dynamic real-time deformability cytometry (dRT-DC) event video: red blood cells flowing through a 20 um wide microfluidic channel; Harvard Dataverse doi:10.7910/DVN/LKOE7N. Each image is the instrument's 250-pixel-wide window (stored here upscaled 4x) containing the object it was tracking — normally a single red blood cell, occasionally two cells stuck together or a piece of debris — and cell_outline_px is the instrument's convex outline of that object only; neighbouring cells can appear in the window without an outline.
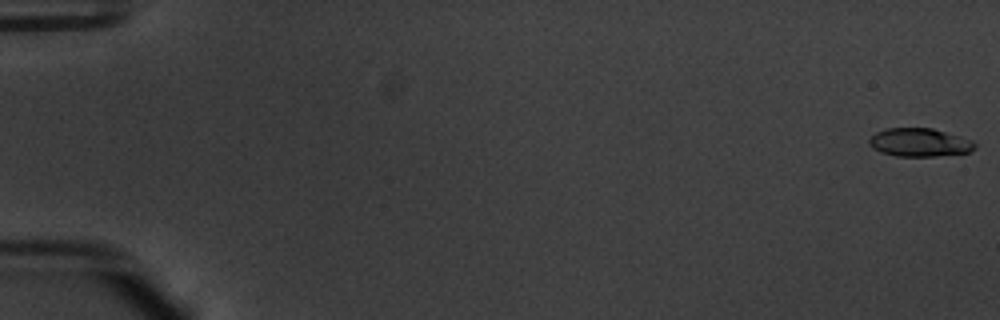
{"species": "common noctule bat (a hibernating species)", "species_latin": "Nyctalus noctula", "temperature_condition": "warm", "stored_images_in_passage": 16, "camera_frame_rate_fps": 3000, "um_per_image_px": 0.085, "animal": {"sex": "male", "body_mass_g": 20.1, "forearm_length_mm": 53.5}, "frame": {"image": 1, "passage_image": 1, "time_ms": 0.0, "image_size_px": [1000, 320], "cell_outline_px": [[976, 148], [968, 152], [936, 156], [896, 156], [880, 152], [872, 148], [868, 144], [868, 140], [876, 132], [888, 128], [932, 128], [972, 140], [976, 144]], "centroid_in_image_um": [78.13, 12.11], "position_along_channel_um": 6.9, "area_um2": 17.4}}
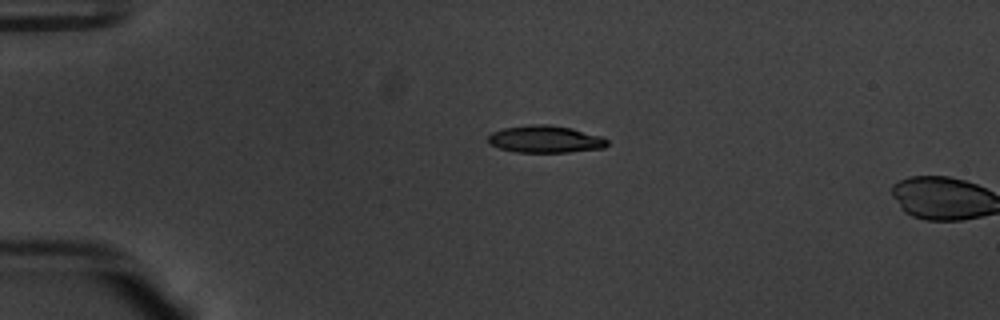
{"frame": {"image": 2, "passage_image": 14, "time_ms": 4.333, "image_size_px": [1000, 320], "cell_outline_px": [[608, 144], [604, 148], [568, 152], [516, 152], [500, 148], [488, 144], [488, 136], [492, 132], [504, 128], [532, 124], [548, 124], [572, 128], [600, 136], [608, 140]], "centroid_in_image_um": [46.34, 11.83], "position_along_channel_um": 38.7, "area_um2": 18.84}}